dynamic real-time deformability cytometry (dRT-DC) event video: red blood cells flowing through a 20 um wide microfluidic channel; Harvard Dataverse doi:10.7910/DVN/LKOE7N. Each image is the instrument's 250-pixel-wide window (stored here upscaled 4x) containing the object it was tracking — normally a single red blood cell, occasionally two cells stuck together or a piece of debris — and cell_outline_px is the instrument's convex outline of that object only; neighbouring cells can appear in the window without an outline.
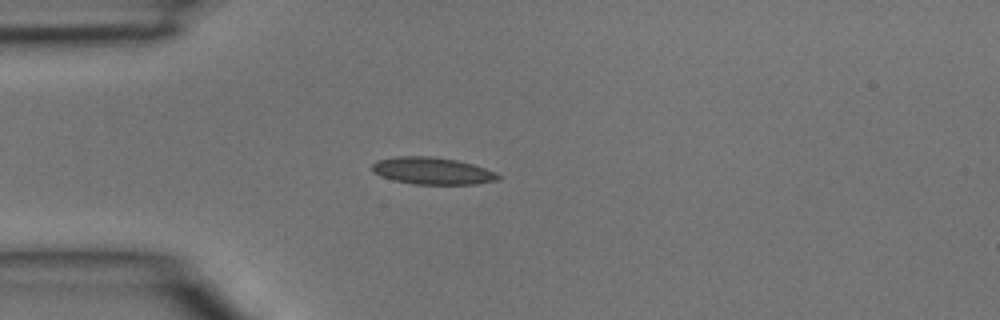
{"species": "common noctule bat (a hibernating species)", "species_latin": "Nyctalus noctula", "temperature_condition": "room temperature", "stored_images_in_passage": 2, "camera_frame_rate_fps": 3000, "um_per_image_px": 0.085, "animal": {"sex": "male", "body_mass_g": 15.6}, "frame": {"image": 1, "passage_image": 2, "time_ms": 0.333, "image_size_px": [1000, 320], "cell_outline_px": [[500, 180], [476, 184], [416, 184], [392, 180], [380, 176], [372, 172], [372, 164], [376, 160], [396, 156], [432, 156], [456, 160], [472, 164], [496, 172], [500, 176]], "centroid_in_image_um": [36.73, 14.52], "position_along_channel_um": 48.3, "area_um2": 20.0}}